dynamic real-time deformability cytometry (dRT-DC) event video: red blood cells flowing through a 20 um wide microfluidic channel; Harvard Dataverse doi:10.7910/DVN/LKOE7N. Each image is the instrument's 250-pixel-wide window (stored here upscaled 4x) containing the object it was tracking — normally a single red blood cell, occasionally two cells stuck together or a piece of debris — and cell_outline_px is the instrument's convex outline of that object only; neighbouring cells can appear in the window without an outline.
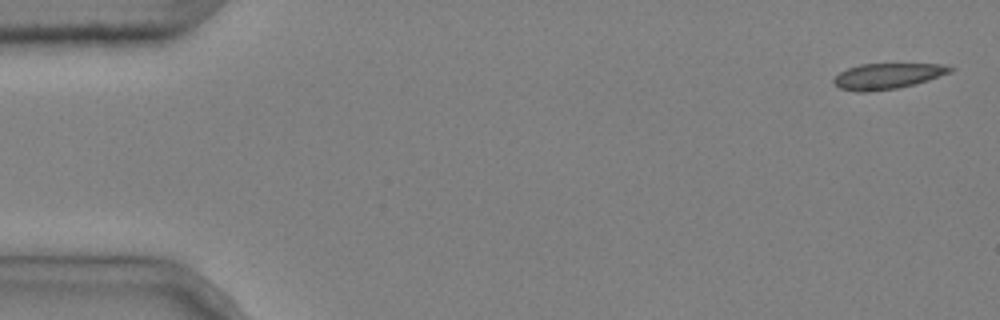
{"species": "common noctule bat (a hibernating species)", "species_latin": "Nyctalus noctula", "temperature_condition": "cold", "stored_images_in_passage": 6, "camera_frame_rate_fps": 3000, "um_per_image_px": 0.085, "animal": {"sex": "male", "body_mass_g": 20.4}, "frame": {"image": 1, "passage_image": 1, "time_ms": 0.0, "image_size_px": [1000, 320], "cell_outline_px": [[956, 68], [952, 72], [928, 80], [896, 88], [864, 92], [856, 92], [840, 88], [832, 80], [840, 72], [848, 68], [860, 64], [940, 64]], "centroid_in_image_um": [75.44, 6.46], "position_along_channel_um": 9.6, "area_um2": 17.22}}